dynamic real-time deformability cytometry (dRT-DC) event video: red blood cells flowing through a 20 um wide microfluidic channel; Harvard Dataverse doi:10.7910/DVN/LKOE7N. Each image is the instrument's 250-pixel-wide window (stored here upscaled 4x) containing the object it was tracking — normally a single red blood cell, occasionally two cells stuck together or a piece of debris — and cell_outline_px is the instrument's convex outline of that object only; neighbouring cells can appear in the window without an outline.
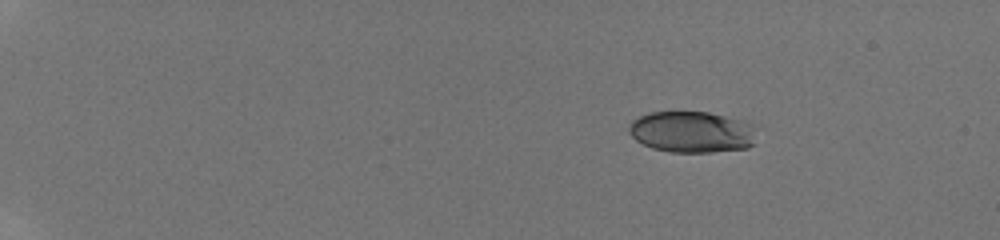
{"species": "human", "species_latin": "Homo sapiens", "temperature_condition": "room temperature", "stored_images_in_passage": 14, "camera_frame_rate_fps": 3000, "um_per_image_px": 0.085, "donor": {"sex": "male"}, "frame": {"image": 1, "passage_image": 3, "time_ms": 2.0, "image_size_px": [1000, 240], "cell_outline_px": [[756, 144], [748, 148], [712, 152], [668, 152], [652, 148], [636, 140], [628, 132], [628, 124], [632, 120], [640, 116], [652, 112], [708, 112], [744, 120], [752, 124]], "centroid_in_image_um": [58.81, 11.22], "position_along_channel_um": 26.2, "area_um2": 30.98}}
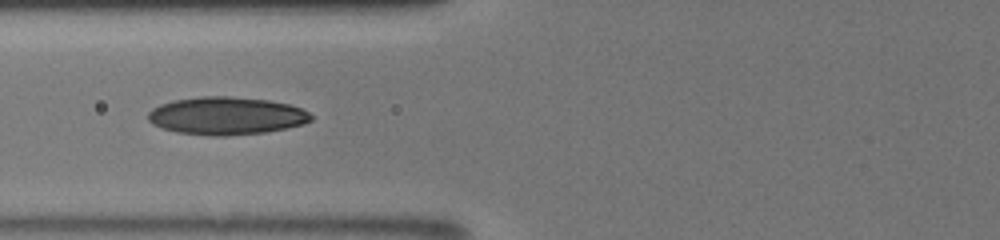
{"frame": {"image": 2, "passage_image": 11, "time_ms": 7.333, "image_size_px": [1000, 240], "cell_outline_px": [[312, 120], [304, 124], [264, 132], [228, 136], [212, 136], [176, 132], [152, 124], [148, 120], [148, 112], [152, 108], [160, 104], [172, 100], [200, 96], [232, 96], [268, 100], [288, 104], [300, 108], [308, 112], [312, 116]], "centroid_in_image_um": [19.21, 9.84], "position_along_channel_um": 106.6, "area_um2": 35.95}}
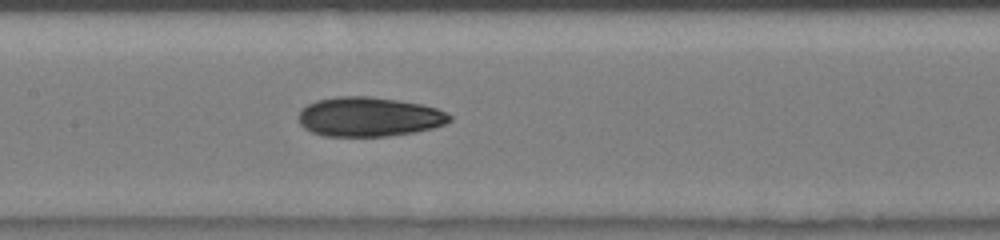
{"frame": {"image": 3, "passage_image": 14, "time_ms": 9.0, "image_size_px": [1000, 240], "cell_outline_px": [[452, 120], [444, 124], [432, 128], [412, 132], [388, 136], [324, 136], [312, 132], [304, 128], [300, 124], [296, 116], [308, 104], [316, 100], [336, 96], [368, 96], [396, 100], [420, 104], [436, 108], [452, 116]], "centroid_in_image_um": [31.32, 9.93], "position_along_channel_um": 176.1, "area_um2": 34.62}}